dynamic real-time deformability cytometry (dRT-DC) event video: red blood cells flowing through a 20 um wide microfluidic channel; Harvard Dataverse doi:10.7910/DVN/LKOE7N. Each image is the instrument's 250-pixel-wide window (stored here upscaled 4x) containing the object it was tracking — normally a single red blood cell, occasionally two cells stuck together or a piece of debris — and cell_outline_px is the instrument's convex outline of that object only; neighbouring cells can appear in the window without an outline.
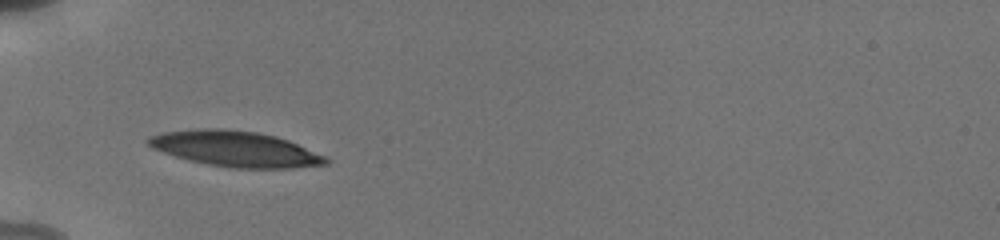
{"species": "human", "species_latin": "Homo sapiens", "temperature_condition": "cold", "stored_images_in_passage": 2, "camera_frame_rate_fps": 3000, "um_per_image_px": 0.085, "donor": {"sex": "male"}, "frame": {"image": 1, "passage_image": 1, "time_ms": 0.0, "image_size_px": [1000, 240], "cell_outline_px": [[332, 160], [328, 164], [292, 168], [228, 168], [188, 160], [152, 148], [144, 140], [148, 136], [160, 132], [196, 128], [224, 128], [256, 132], [276, 136], [288, 140], [328, 156]], "centroid_in_image_um": [20.02, 12.65], "position_along_channel_um": 65.0, "area_um2": 37.28}}